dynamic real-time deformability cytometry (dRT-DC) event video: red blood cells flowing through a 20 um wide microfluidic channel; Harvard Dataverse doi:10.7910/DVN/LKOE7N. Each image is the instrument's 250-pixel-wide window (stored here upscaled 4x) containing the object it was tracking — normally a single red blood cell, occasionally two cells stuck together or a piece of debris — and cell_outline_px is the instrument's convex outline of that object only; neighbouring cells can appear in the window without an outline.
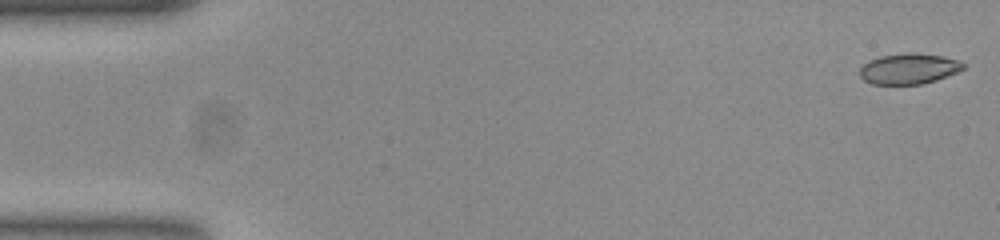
{"species": "common noctule bat (a hibernating species)", "species_latin": "Nyctalus noctula", "temperature_condition": "room temperature", "stored_images_in_passage": 54, "camera_frame_rate_fps": 3000, "um_per_image_px": 0.085, "animal": {"sex": "female", "body_mass_g": 23.0, "forearm_length_mm": 53.4}, "frame": {"image": 1, "passage_image": 1, "time_ms": 0.0, "image_size_px": [1000, 240], "cell_outline_px": [[964, 68], [956, 72], [936, 80], [920, 84], [872, 84], [864, 80], [860, 76], [860, 68], [868, 60], [880, 56], [908, 52], [912, 52], [940, 56], [960, 60], [964, 64]], "centroid_in_image_um": [77.23, 5.83], "position_along_channel_um": 7.8, "area_um2": 18.38}}
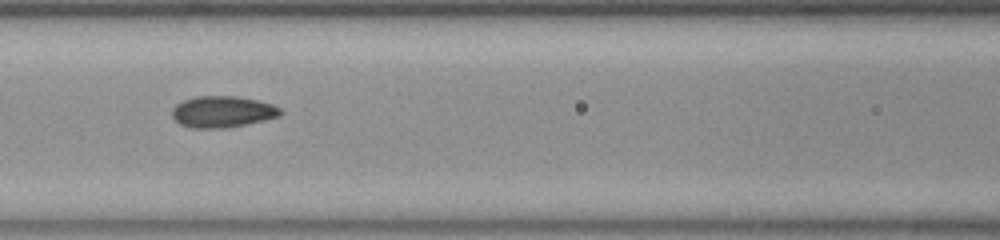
{"frame": {"image": 2, "passage_image": 23, "time_ms": 7.333, "image_size_px": [1000, 240], "cell_outline_px": [[284, 112], [280, 116], [264, 120], [224, 128], [192, 128], [180, 124], [172, 116], [172, 108], [176, 104], [184, 100], [196, 96], [236, 96], [256, 100], [272, 104], [280, 108]], "centroid_in_image_um": [18.91, 9.49], "position_along_channel_um": 147.7, "area_um2": 19.77}}
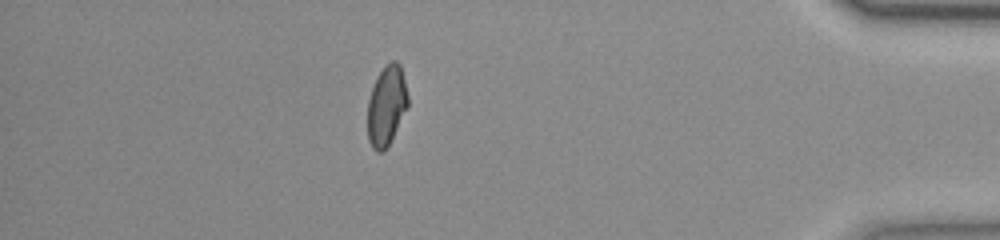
{"frame": {"image": 3, "passage_image": 47, "time_ms": 15.333, "image_size_px": [1000, 240], "cell_outline_px": [[408, 108], [384, 152], [376, 152], [372, 148], [368, 140], [368, 100], [376, 76], [392, 60], [396, 60], [400, 64], [408, 96]], "centroid_in_image_um": [32.85, 9.0], "position_along_channel_um": 402.3, "area_um2": 18.73}, "authors_computed_cell_mechanics": {"area_um2": 19.1029, "velocity_mm_per_s": 3.772, "shape_relaxation_time_tau1_ms": null, "shape_relaxation_time_tau2_ms": 1.2249, "deformation_change_tau1": null, "deformation_change_tau2": 0.0482}}